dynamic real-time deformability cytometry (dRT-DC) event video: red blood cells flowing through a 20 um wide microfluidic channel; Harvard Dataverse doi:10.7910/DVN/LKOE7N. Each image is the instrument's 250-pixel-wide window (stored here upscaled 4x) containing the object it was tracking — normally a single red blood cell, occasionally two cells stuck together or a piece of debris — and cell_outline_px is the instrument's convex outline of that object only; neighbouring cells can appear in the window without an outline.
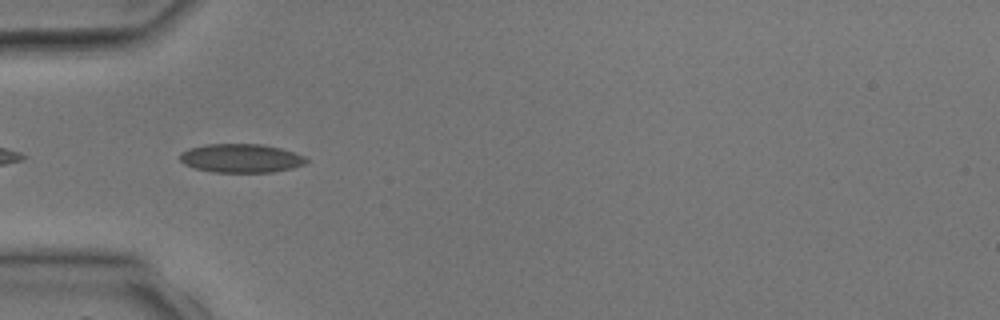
{"species": "common noctule bat (a hibernating species)", "species_latin": "Nyctalus noctula", "temperature_condition": "room temperature", "stored_images_in_passage": 3, "camera_frame_rate_fps": 3000, "um_per_image_px": 0.085, "animal": {"sex": "male", "body_mass_g": 17.9, "forearm_length_mm": 54.2}, "frame": {"image": 1, "passage_image": 3, "time_ms": 3.333, "image_size_px": [1000, 320], "cell_outline_px": [[308, 160], [304, 164], [292, 168], [272, 172], [212, 172], [196, 168], [184, 164], [180, 160], [180, 152], [188, 148], [204, 144], [260, 144], [280, 148], [304, 156]], "centroid_in_image_um": [20.45, 13.44], "position_along_channel_um": 64.6, "area_um2": 21.1}}